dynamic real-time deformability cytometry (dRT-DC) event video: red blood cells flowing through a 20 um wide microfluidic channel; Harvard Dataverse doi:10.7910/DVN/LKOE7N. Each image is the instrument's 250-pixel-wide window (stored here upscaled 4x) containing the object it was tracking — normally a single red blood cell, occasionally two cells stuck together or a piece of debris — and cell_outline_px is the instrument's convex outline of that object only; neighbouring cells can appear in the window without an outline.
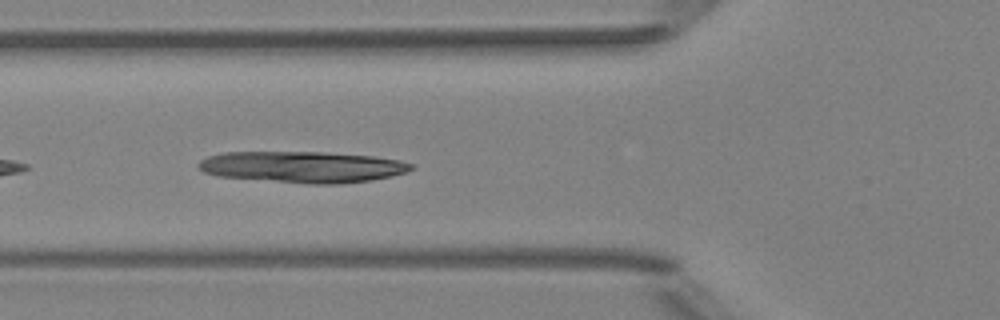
{"species": "Egyptian fruit bat (a non-hibernating species)", "species_latin": "Rousettus aegyptiacus", "temperature_condition": "room temperature", "stored_images_in_passage": 30, "camera_frame_rate_fps": 3000, "um_per_image_px": 0.085, "animal": {"sex": "female"}, "frame": {"image": 1, "passage_image": 5, "time_ms": 1.333, "image_size_px": [1000, 320], "cell_outline_px": [[416, 168], [392, 176], [368, 180], [336, 184], [312, 184], [216, 176], [204, 172], [196, 168], [196, 164], [200, 160], [208, 156], [224, 152], [324, 152], [372, 156], [400, 160], [412, 164]], "centroid_in_image_um": [25.67, 14.18], "position_along_channel_um": 100.1, "area_um2": 38.78}}
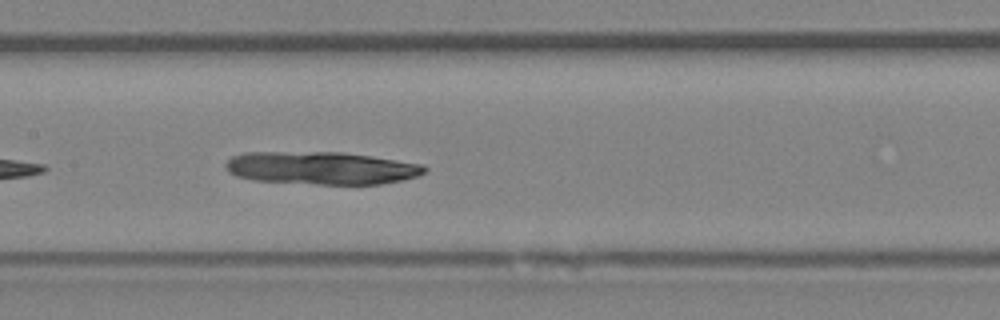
{"frame": {"image": 2, "passage_image": 11, "time_ms": 3.333, "image_size_px": [1000, 320], "cell_outline_px": [[428, 168], [420, 176], [404, 180], [380, 184], [316, 184], [252, 180], [236, 176], [228, 172], [224, 168], [224, 164], [232, 156], [244, 152], [344, 152], [372, 156], [424, 164]], "centroid_in_image_um": [27.32, 14.28], "position_along_channel_um": 180.1, "area_um2": 38.38}}
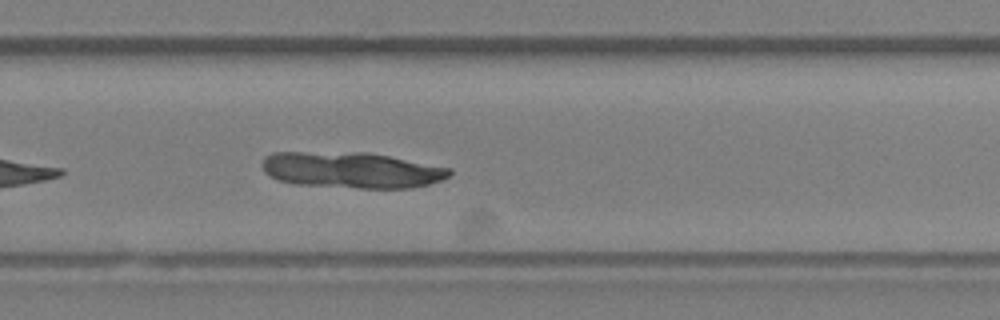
{"frame": {"image": 3, "passage_image": 20, "time_ms": 6.333, "image_size_px": [1000, 320], "cell_outline_px": [[452, 172], [444, 180], [428, 184], [408, 188], [360, 188], [292, 184], [280, 180], [264, 172], [260, 164], [264, 156], [272, 152], [364, 152], [388, 156], [452, 168]], "centroid_in_image_um": [29.85, 14.45], "position_along_channel_um": 300.0, "area_um2": 39.48}}